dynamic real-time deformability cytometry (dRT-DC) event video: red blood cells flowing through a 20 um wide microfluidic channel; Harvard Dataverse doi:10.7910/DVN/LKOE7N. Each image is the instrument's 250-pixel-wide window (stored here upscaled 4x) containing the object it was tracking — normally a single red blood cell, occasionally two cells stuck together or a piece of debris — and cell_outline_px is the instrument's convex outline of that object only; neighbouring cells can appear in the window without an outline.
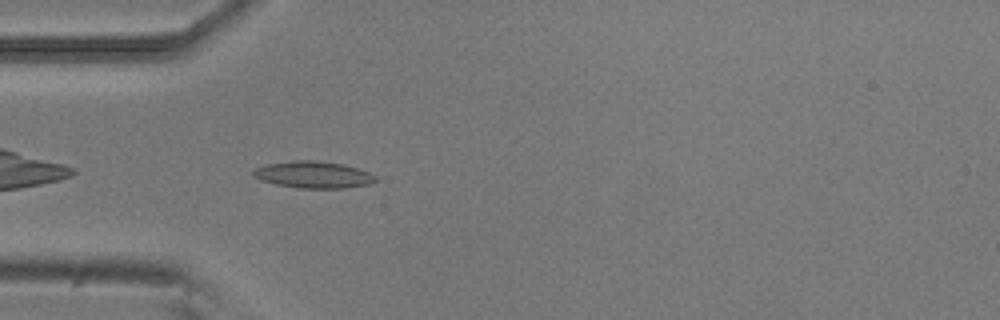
{"species": "common noctule bat (a hibernating species)", "species_latin": "Nyctalus noctula", "temperature_condition": "room temperature", "stored_images_in_passage": 6, "camera_frame_rate_fps": 3000, "um_per_image_px": 0.085, "animal": {"sex": "male", "body_mass_g": 20.5, "forearm_length_mm": 52.5}, "frame": {"image": 1, "passage_image": 3, "time_ms": 0.667, "image_size_px": [1000, 320], "cell_outline_px": [[376, 180], [368, 184], [344, 188], [300, 188], [276, 184], [260, 180], [252, 176], [252, 172], [256, 168], [264, 164], [292, 160], [316, 160], [344, 164], [368, 172], [376, 176]], "centroid_in_image_um": [26.59, 14.84], "position_along_channel_um": 58.4, "area_um2": 19.13}}